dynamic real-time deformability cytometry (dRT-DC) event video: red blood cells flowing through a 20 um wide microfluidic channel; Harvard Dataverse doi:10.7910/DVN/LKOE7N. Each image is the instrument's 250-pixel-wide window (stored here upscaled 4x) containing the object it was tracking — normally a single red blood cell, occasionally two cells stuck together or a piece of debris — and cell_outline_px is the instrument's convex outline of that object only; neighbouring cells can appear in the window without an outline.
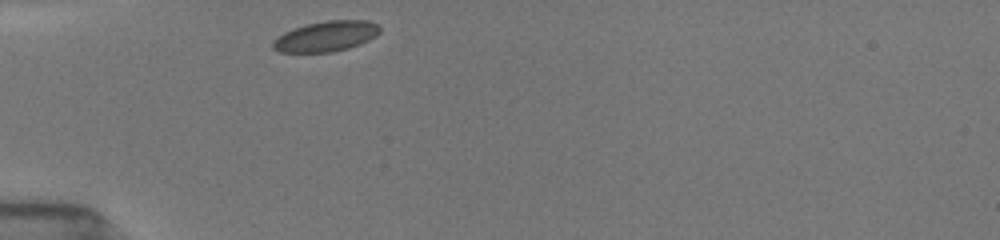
{"species": "common noctule bat (a hibernating species)", "species_latin": "Nyctalus noctula", "temperature_condition": "room temperature", "stored_images_in_passage": 30, "camera_frame_rate_fps": 3000, "um_per_image_px": 0.085, "animal": {"sex": "female", "body_mass_g": 19.5, "forearm_length_mm": 54.1}, "frame": {"image": 1, "passage_image": 1, "time_ms": 0.0, "image_size_px": [1000, 240], "cell_outline_px": [[380, 32], [376, 36], [360, 44], [348, 48], [332, 52], [280, 52], [272, 48], [272, 40], [284, 32], [292, 28], [308, 24], [328, 20], [368, 20], [376, 24], [380, 28]], "centroid_in_image_um": [27.7, 3.08], "position_along_channel_um": 57.3, "area_um2": 18.96}}
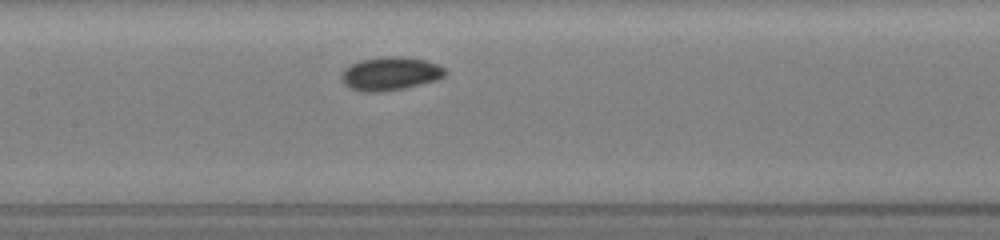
{"frame": {"image": 2, "passage_image": 11, "time_ms": 3.333, "image_size_px": [1000, 240], "cell_outline_px": [[448, 72], [444, 76], [436, 80], [404, 88], [380, 92], [360, 92], [348, 88], [340, 80], [340, 76], [344, 68], [360, 60], [380, 56], [400, 56], [424, 60], [436, 64], [444, 68]], "centroid_in_image_um": [33.12, 6.26], "position_along_channel_um": 174.3, "area_um2": 20.4}}
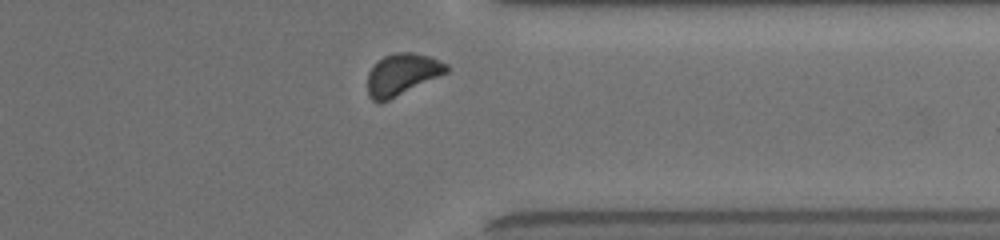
{"frame": {"image": 3, "passage_image": 27, "time_ms": 8.667, "image_size_px": [1000, 240], "cell_outline_px": [[448, 72], [380, 104], [372, 100], [368, 96], [368, 72], [384, 56], [396, 52], [412, 52], [432, 56], [448, 64]], "centroid_in_image_um": [34.19, 6.32], "position_along_channel_um": 377.2, "area_um2": 19.13}, "authors_computed_cell_mechanics": {"area_um2": 19.1896, "velocity_mm_per_s": 3.8411, "shape_relaxation_time_tau1_ms": 1.0066, "shape_relaxation_time_tau2_ms": null, "deformation_change_tau1": 0.039, "deformation_change_tau2": null}}